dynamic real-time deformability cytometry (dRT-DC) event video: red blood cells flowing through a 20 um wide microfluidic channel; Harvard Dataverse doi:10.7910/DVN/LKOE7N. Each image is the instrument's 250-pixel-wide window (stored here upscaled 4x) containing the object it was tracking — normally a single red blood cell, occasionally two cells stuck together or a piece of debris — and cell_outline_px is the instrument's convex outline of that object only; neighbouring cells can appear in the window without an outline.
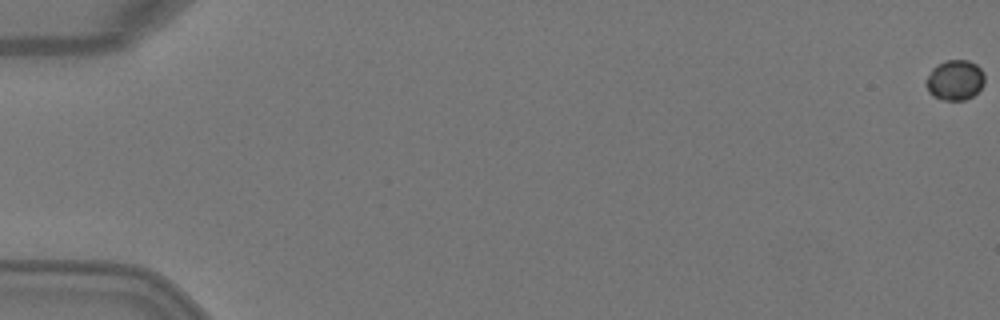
{"species": "Egyptian fruit bat (a non-hibernating species)", "species_latin": "Rousettus aegyptiacus", "temperature_condition": "warm", "stored_images_in_passage": 6, "camera_frame_rate_fps": 3000, "um_per_image_px": 0.085, "animal": {"sex": "female"}, "frame": {"image": 1, "passage_image": 1, "time_ms": 0.0, "image_size_px": [1000, 320], "cell_outline_px": [[984, 84], [972, 96], [964, 100], [944, 100], [932, 96], [928, 92], [928, 76], [932, 68], [936, 64], [944, 60], [968, 60], [976, 64], [984, 72]], "centroid_in_image_um": [81.18, 6.79], "position_along_channel_um": 3.8, "area_um2": 13.64}}
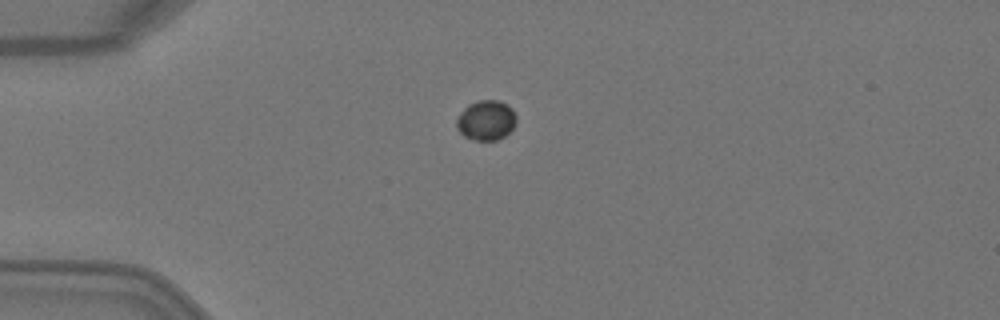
{"frame": {"image": 2, "passage_image": 5, "time_ms": 1.333, "image_size_px": [1000, 320], "cell_outline_px": [[516, 124], [504, 136], [496, 140], [476, 140], [464, 136], [460, 132], [456, 124], [456, 120], [460, 112], [468, 104], [480, 100], [496, 100], [508, 104], [512, 108], [516, 116]], "centroid_in_image_um": [41.32, 10.21], "position_along_channel_um": 43.7, "area_um2": 13.87}}